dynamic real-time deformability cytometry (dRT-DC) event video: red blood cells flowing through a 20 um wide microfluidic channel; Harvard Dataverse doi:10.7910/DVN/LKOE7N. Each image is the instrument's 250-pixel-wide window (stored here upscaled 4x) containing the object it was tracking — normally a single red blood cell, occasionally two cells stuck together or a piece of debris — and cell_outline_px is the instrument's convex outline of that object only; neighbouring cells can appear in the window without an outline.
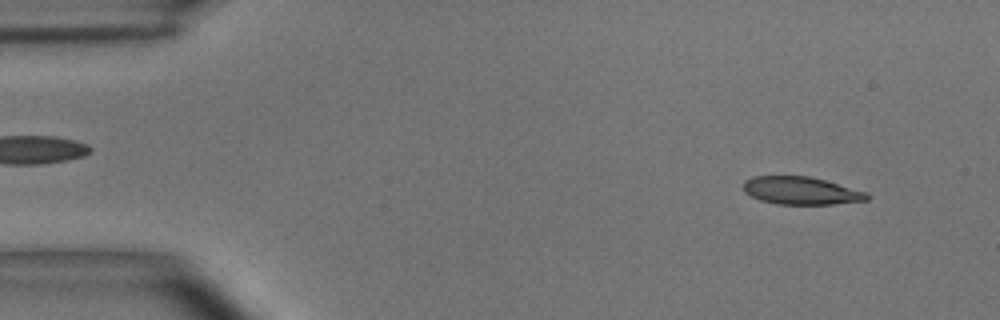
{"species": "common noctule bat (a hibernating species)", "species_latin": "Nyctalus noctula", "temperature_condition": "room temperature", "stored_images_in_passage": 54, "camera_frame_rate_fps": 3000, "um_per_image_px": 0.085, "animal": {"sex": "male", "body_mass_g": 15.6}, "frame": {"image": 1, "passage_image": 4, "time_ms": 1.0, "image_size_px": [1000, 320], "cell_outline_px": [[872, 196], [868, 200], [832, 204], [776, 204], [760, 200], [744, 192], [744, 180], [752, 176], [808, 176], [824, 180], [868, 192]], "centroid_in_image_um": [68.1, 16.21], "position_along_channel_um": 16.9, "area_um2": 20.0}}
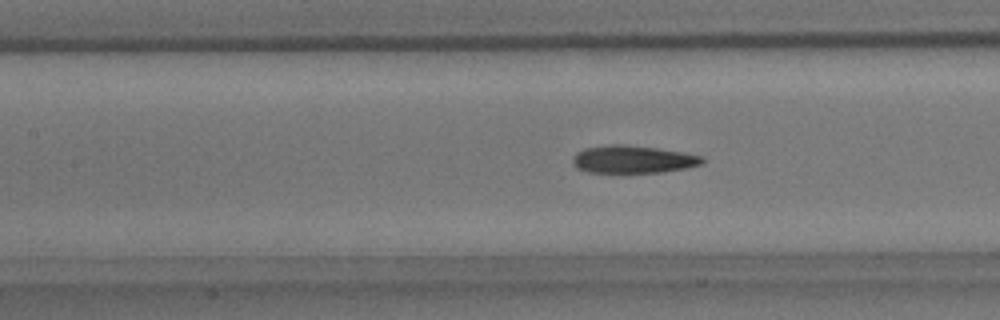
{"frame": {"image": 2, "passage_image": 23, "time_ms": 7.333, "image_size_px": [1000, 320], "cell_outline_px": [[704, 164], [688, 168], [664, 172], [588, 172], [576, 168], [572, 164], [572, 156], [576, 152], [584, 148], [608, 144], [624, 144], [656, 148], [684, 152], [704, 156]], "centroid_in_image_um": [53.81, 13.54], "position_along_channel_um": 153.6, "area_um2": 21.21}}
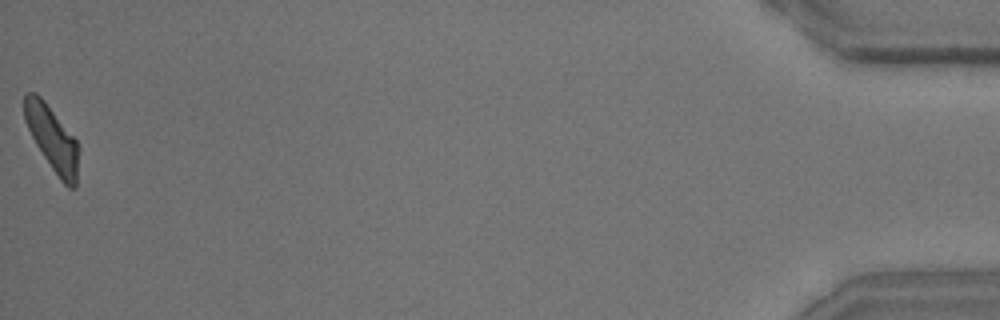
{"frame": {"image": 3, "passage_image": 54, "time_ms": 17.667, "image_size_px": [1000, 320], "cell_outline_px": [[80, 148], [76, 188], [68, 188], [60, 180], [36, 144], [24, 120], [24, 96], [28, 92], [36, 92], [44, 100], [76, 140]], "centroid_in_image_um": [4.46, 11.8], "position_along_channel_um": 430.7, "area_um2": 20.4}, "authors_computed_cell_mechanics": {"area_um2": 21.1548, "velocity_mm_per_s": 3.6141, "shape_relaxation_time_tau1_ms": 10.1549, "shape_relaxation_time_tau2_ms": 1.8867, "deformation_change_tau1": 0.2566, "deformation_change_tau2": 0.0978}}